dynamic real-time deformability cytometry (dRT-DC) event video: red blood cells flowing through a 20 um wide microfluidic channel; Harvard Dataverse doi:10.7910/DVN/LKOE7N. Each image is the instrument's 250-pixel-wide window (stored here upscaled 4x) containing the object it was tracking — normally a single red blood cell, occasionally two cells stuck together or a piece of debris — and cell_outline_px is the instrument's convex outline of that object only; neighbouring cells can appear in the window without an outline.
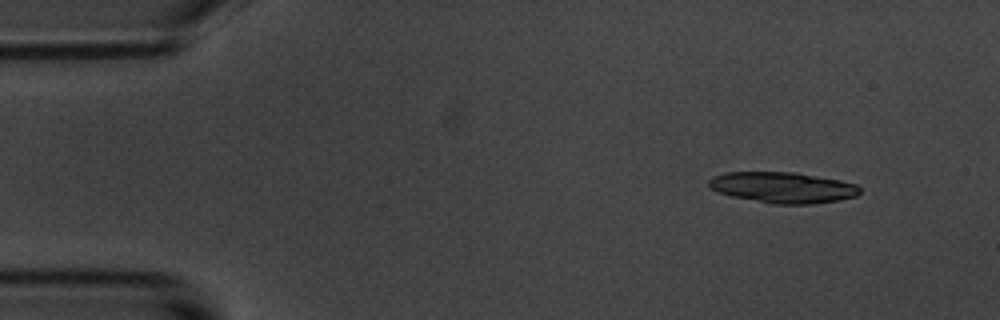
{"species": "common noctule bat (a hibernating species)", "species_latin": "Nyctalus noctula", "temperature_condition": "room temperature", "stored_images_in_passage": 4, "camera_frame_rate_fps": 3000, "um_per_image_px": 0.085, "animal": {"sex": "male", "body_mass_g": 20.1, "forearm_length_mm": 53.5}, "frame": {"image": 1, "passage_image": 1, "time_ms": 0.0, "image_size_px": [1000, 320], "cell_outline_px": [[860, 192], [856, 196], [840, 200], [812, 204], [772, 204], [732, 196], [708, 188], [708, 180], [712, 176], [724, 172], [796, 172], [840, 180], [856, 184], [860, 188]], "centroid_in_image_um": [66.52, 15.93], "position_along_channel_um": 18.5, "area_um2": 27.34}}